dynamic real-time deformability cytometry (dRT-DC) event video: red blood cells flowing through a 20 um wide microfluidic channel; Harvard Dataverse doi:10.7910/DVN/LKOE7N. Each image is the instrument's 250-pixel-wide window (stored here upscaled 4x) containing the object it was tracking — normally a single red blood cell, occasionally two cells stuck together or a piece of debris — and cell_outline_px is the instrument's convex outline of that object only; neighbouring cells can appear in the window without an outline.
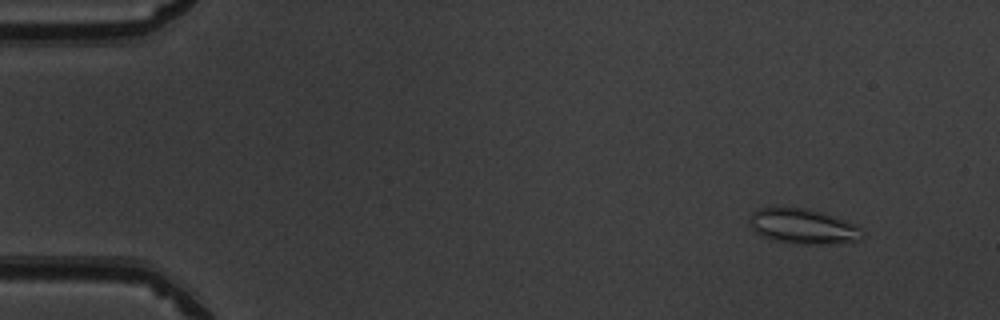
{"species": "common noctule bat (a hibernating species)", "species_latin": "Nyctalus noctula", "temperature_condition": "warm", "stored_images_in_passage": 51, "camera_frame_rate_fps": 3000, "um_per_image_px": 0.085, "animal": {"sex": "male", "body_mass_g": 19.5, "forearm_length_mm": 54.6}, "frame": {"image": 1, "passage_image": 5, "time_ms": 1.333, "image_size_px": [1000, 320], "cell_outline_px": [[864, 236], [860, 240], [812, 244], [804, 244], [776, 240], [764, 236], [756, 232], [752, 228], [748, 220], [748, 216], [752, 212], [760, 208], [804, 208], [820, 212], [844, 220], [860, 228], [864, 232]], "centroid_in_image_um": [68.22, 19.23], "position_along_channel_um": 16.8, "area_um2": 22.43}}
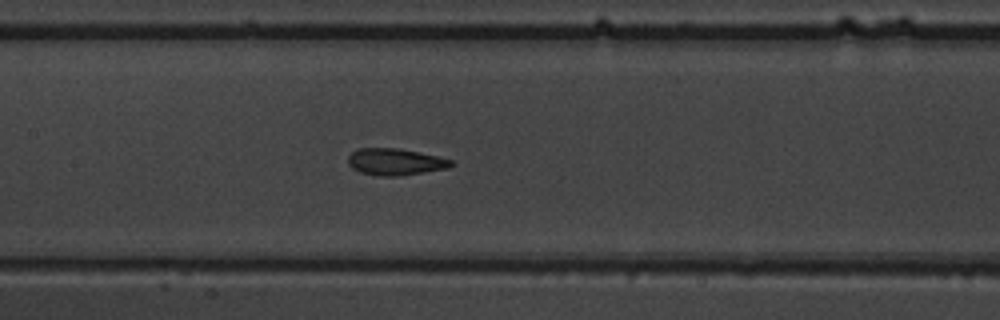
{"frame": {"image": 2, "passage_image": 25, "time_ms": 8.0, "image_size_px": [1000, 320], "cell_outline_px": [[456, 164], [448, 168], [396, 176], [380, 176], [360, 172], [352, 168], [348, 164], [348, 156], [356, 148], [396, 148], [436, 156], [452, 160]], "centroid_in_image_um": [33.57, 13.75], "position_along_channel_um": 173.8, "area_um2": 15.9}}
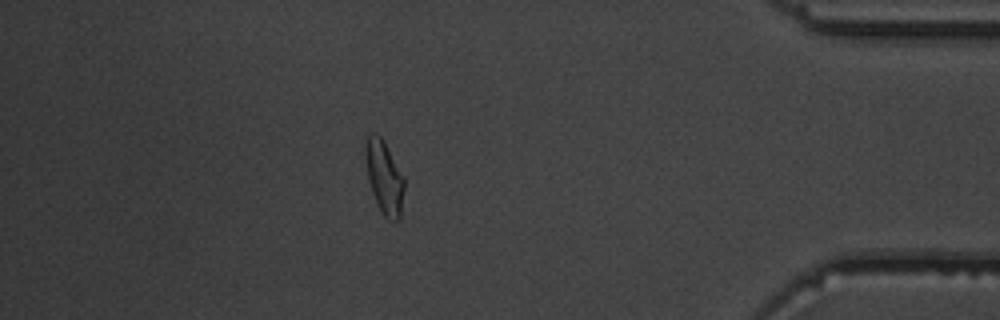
{"frame": {"image": 3, "passage_image": 45, "time_ms": 14.667, "image_size_px": [1000, 320], "cell_outline_px": [[404, 188], [400, 220], [396, 224], [388, 220], [384, 216], [372, 192], [368, 180], [364, 156], [364, 144], [368, 132], [376, 132], [384, 140], [404, 176]], "centroid_in_image_um": [32.65, 15.03], "position_along_channel_um": 402.5, "area_um2": 17.05}, "authors_computed_cell_mechanics": {"area_um2": 16.8198, "velocity_mm_per_s": 4.0177, "shape_relaxation_time_tau1_ms": 9.4037, "shape_relaxation_time_tau2_ms": 1.8248, "deformation_change_tau1": 0.2248, "deformation_change_tau2": 0.0951}}